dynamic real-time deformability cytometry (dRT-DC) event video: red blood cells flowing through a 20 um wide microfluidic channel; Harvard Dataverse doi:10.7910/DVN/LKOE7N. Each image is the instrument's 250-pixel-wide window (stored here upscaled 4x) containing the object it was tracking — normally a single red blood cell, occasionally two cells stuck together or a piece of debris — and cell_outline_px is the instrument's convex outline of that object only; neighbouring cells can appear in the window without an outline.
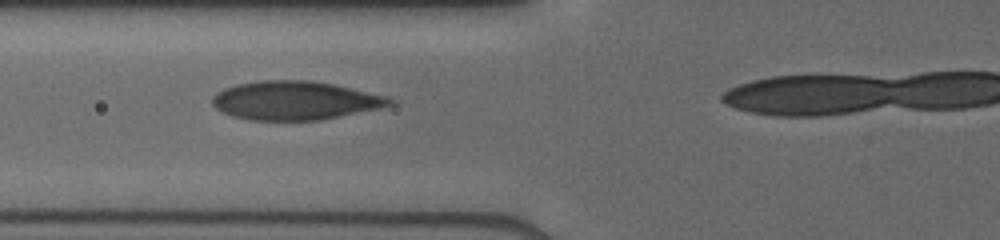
{"species": "human", "species_latin": "Homo sapiens", "temperature_condition": "cold", "stored_images_in_passage": 14, "camera_frame_rate_fps": 3000, "um_per_image_px": 0.085, "donor": {"sex": "male"}, "frame": {"image": 1, "passage_image": 5, "time_ms": 4.667, "image_size_px": [1000, 240], "cell_outline_px": [[396, 100], [392, 104], [380, 108], [320, 120], [248, 120], [232, 116], [216, 108], [212, 104], [212, 96], [216, 92], [224, 88], [236, 84], [260, 80], [312, 80], [332, 84], [388, 96]], "centroid_in_image_um": [25.06, 8.54], "position_along_channel_um": 100.7, "area_um2": 40.06}}
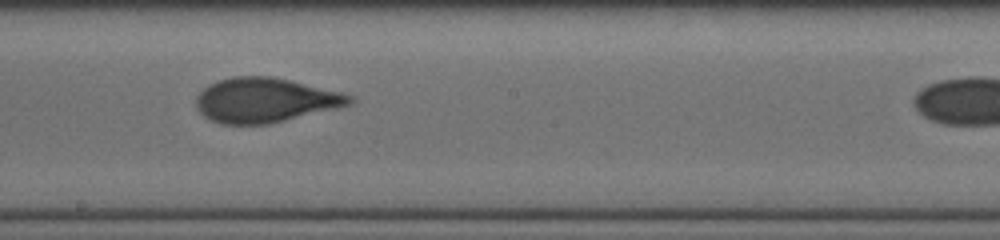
{"frame": {"image": 2, "passage_image": 10, "time_ms": 7.667, "image_size_px": [1000, 240], "cell_outline_px": [[356, 100], [352, 104], [336, 108], [268, 124], [220, 124], [204, 116], [200, 112], [196, 104], [196, 96], [208, 84], [216, 80], [232, 76], [272, 76], [340, 92], [352, 96]], "centroid_in_image_um": [22.51, 8.5], "position_along_channel_um": 225.7, "area_um2": 39.71}}
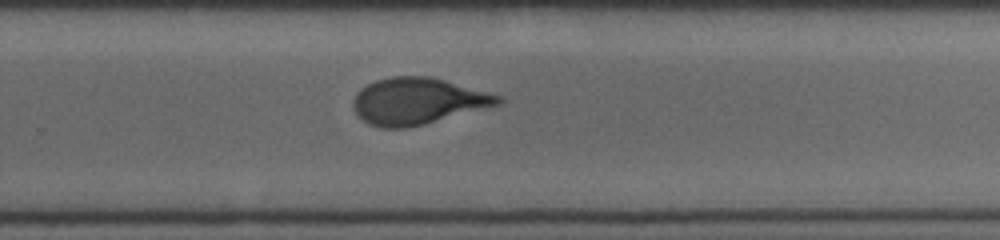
{"frame": {"image": 3, "passage_image": 13, "time_ms": 9.333, "image_size_px": [1000, 240], "cell_outline_px": [[504, 100], [500, 104], [424, 124], [404, 128], [384, 128], [368, 124], [356, 116], [352, 104], [360, 88], [376, 80], [392, 76], [432, 76], [504, 96]], "centroid_in_image_um": [35.51, 8.59], "position_along_channel_um": 294.3, "area_um2": 39.42}}